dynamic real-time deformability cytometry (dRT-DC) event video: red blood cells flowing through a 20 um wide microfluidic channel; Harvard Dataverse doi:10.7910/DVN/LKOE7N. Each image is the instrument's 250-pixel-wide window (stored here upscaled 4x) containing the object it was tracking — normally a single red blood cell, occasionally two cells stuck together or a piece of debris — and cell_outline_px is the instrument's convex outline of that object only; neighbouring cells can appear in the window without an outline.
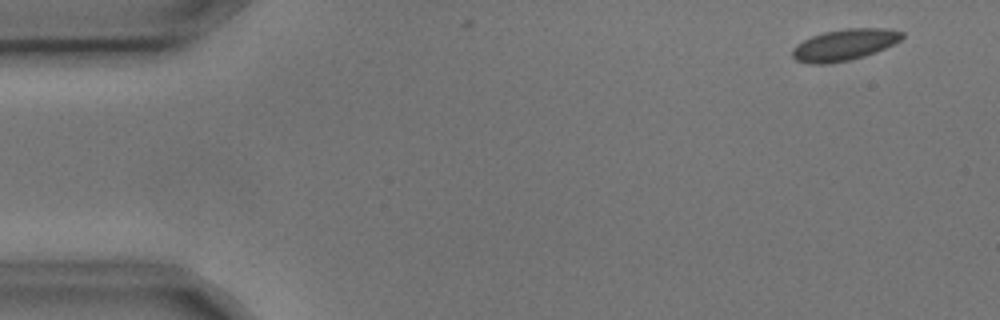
{"species": "common noctule bat (a hibernating species)", "species_latin": "Nyctalus noctula", "temperature_condition": "cold", "stored_images_in_passage": 11, "camera_frame_rate_fps": 3000, "um_per_image_px": 0.085, "animal": {"sex": "male", "body_mass_g": 17.9, "forearm_length_mm": 54.2}, "frame": {"image": 1, "passage_image": 2, "time_ms": 0.333, "image_size_px": [1000, 320], "cell_outline_px": [[904, 36], [900, 40], [876, 52], [864, 56], [848, 60], [828, 64], [808, 64], [796, 60], [792, 56], [792, 48], [796, 44], [812, 36], [824, 32], [844, 28], [888, 28], [904, 32]], "centroid_in_image_um": [71.76, 3.8], "position_along_channel_um": 13.2, "area_um2": 20.11}}
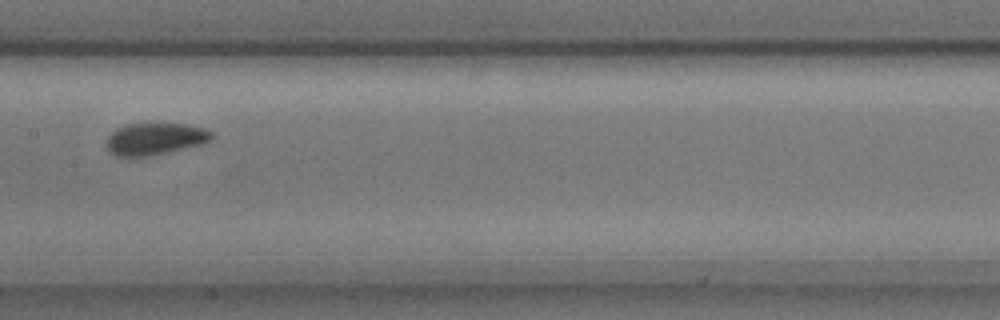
{"frame": {"image": 2, "passage_image": 8, "time_ms": 2.333, "image_size_px": [1000, 320], "cell_outline_px": [[212, 140], [200, 144], [148, 156], [116, 156], [108, 152], [108, 136], [116, 128], [128, 124], [184, 124], [204, 128], [212, 132]], "centroid_in_image_um": [13.16, 11.8], "position_along_channel_um": 194.2, "area_um2": 19.19}}
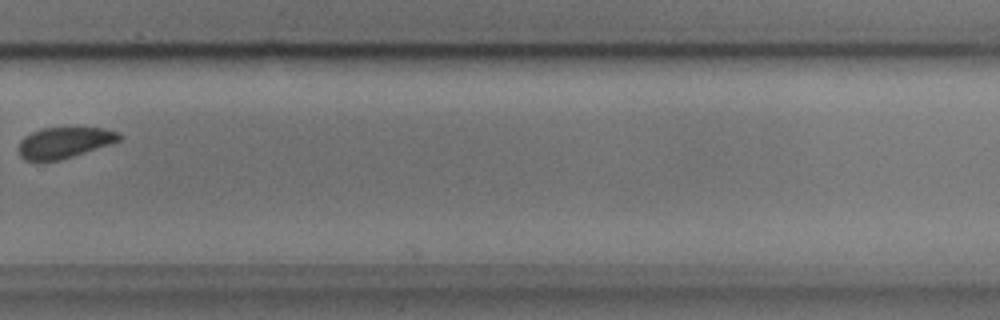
{"frame": {"image": 3, "passage_image": 11, "time_ms": 3.333, "image_size_px": [1000, 320], "cell_outline_px": [[124, 136], [120, 140], [112, 144], [60, 160], [36, 164], [24, 160], [20, 156], [20, 140], [24, 136], [32, 132], [44, 128], [104, 128], [120, 132]], "centroid_in_image_um": [5.47, 12.16], "position_along_channel_um": 324.3, "area_um2": 18.61}}